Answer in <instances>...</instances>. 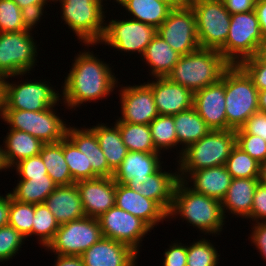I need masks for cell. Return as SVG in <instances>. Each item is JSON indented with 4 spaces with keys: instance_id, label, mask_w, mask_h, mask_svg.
I'll return each mask as SVG.
<instances>
[{
    "instance_id": "obj_1",
    "label": "cell",
    "mask_w": 266,
    "mask_h": 266,
    "mask_svg": "<svg viewBox=\"0 0 266 266\" xmlns=\"http://www.w3.org/2000/svg\"><path fill=\"white\" fill-rule=\"evenodd\" d=\"M77 55L65 77L61 95L68 109L74 110L85 102L105 99L119 83L109 64L100 61L93 52L84 50Z\"/></svg>"
},
{
    "instance_id": "obj_2",
    "label": "cell",
    "mask_w": 266,
    "mask_h": 266,
    "mask_svg": "<svg viewBox=\"0 0 266 266\" xmlns=\"http://www.w3.org/2000/svg\"><path fill=\"white\" fill-rule=\"evenodd\" d=\"M181 216L187 223L206 234H220L224 219L221 201L197 193L189 187V183L179 180L174 191L172 207L168 218Z\"/></svg>"
},
{
    "instance_id": "obj_3",
    "label": "cell",
    "mask_w": 266,
    "mask_h": 266,
    "mask_svg": "<svg viewBox=\"0 0 266 266\" xmlns=\"http://www.w3.org/2000/svg\"><path fill=\"white\" fill-rule=\"evenodd\" d=\"M235 145V130H211L182 151L177 161L179 179L186 180L193 171L225 165Z\"/></svg>"
},
{
    "instance_id": "obj_4",
    "label": "cell",
    "mask_w": 266,
    "mask_h": 266,
    "mask_svg": "<svg viewBox=\"0 0 266 266\" xmlns=\"http://www.w3.org/2000/svg\"><path fill=\"white\" fill-rule=\"evenodd\" d=\"M229 65L219 51L200 48L181 55L167 77L195 93L216 83Z\"/></svg>"
},
{
    "instance_id": "obj_5",
    "label": "cell",
    "mask_w": 266,
    "mask_h": 266,
    "mask_svg": "<svg viewBox=\"0 0 266 266\" xmlns=\"http://www.w3.org/2000/svg\"><path fill=\"white\" fill-rule=\"evenodd\" d=\"M225 110L227 130L240 129L259 111L258 89L240 65H229L225 69Z\"/></svg>"
},
{
    "instance_id": "obj_6",
    "label": "cell",
    "mask_w": 266,
    "mask_h": 266,
    "mask_svg": "<svg viewBox=\"0 0 266 266\" xmlns=\"http://www.w3.org/2000/svg\"><path fill=\"white\" fill-rule=\"evenodd\" d=\"M61 3L62 20L85 46L99 44L105 32L103 0H54ZM106 1V0H105Z\"/></svg>"
},
{
    "instance_id": "obj_7",
    "label": "cell",
    "mask_w": 266,
    "mask_h": 266,
    "mask_svg": "<svg viewBox=\"0 0 266 266\" xmlns=\"http://www.w3.org/2000/svg\"><path fill=\"white\" fill-rule=\"evenodd\" d=\"M265 40L255 10L231 14L229 34L219 52L230 65H239L244 59L259 54Z\"/></svg>"
},
{
    "instance_id": "obj_8",
    "label": "cell",
    "mask_w": 266,
    "mask_h": 266,
    "mask_svg": "<svg viewBox=\"0 0 266 266\" xmlns=\"http://www.w3.org/2000/svg\"><path fill=\"white\" fill-rule=\"evenodd\" d=\"M196 17L201 48L220 51L229 34L231 14L222 0H187Z\"/></svg>"
},
{
    "instance_id": "obj_9",
    "label": "cell",
    "mask_w": 266,
    "mask_h": 266,
    "mask_svg": "<svg viewBox=\"0 0 266 266\" xmlns=\"http://www.w3.org/2000/svg\"><path fill=\"white\" fill-rule=\"evenodd\" d=\"M54 107L41 111L2 109L1 118L10 129L27 132L44 144L58 143L66 136L67 124Z\"/></svg>"
},
{
    "instance_id": "obj_10",
    "label": "cell",
    "mask_w": 266,
    "mask_h": 266,
    "mask_svg": "<svg viewBox=\"0 0 266 266\" xmlns=\"http://www.w3.org/2000/svg\"><path fill=\"white\" fill-rule=\"evenodd\" d=\"M30 32L0 33V76L3 79L24 76L37 65V45Z\"/></svg>"
},
{
    "instance_id": "obj_11",
    "label": "cell",
    "mask_w": 266,
    "mask_h": 266,
    "mask_svg": "<svg viewBox=\"0 0 266 266\" xmlns=\"http://www.w3.org/2000/svg\"><path fill=\"white\" fill-rule=\"evenodd\" d=\"M102 238L98 219L85 216L59 225L53 240L45 249L55 252V256H81Z\"/></svg>"
},
{
    "instance_id": "obj_12",
    "label": "cell",
    "mask_w": 266,
    "mask_h": 266,
    "mask_svg": "<svg viewBox=\"0 0 266 266\" xmlns=\"http://www.w3.org/2000/svg\"><path fill=\"white\" fill-rule=\"evenodd\" d=\"M46 82L31 80L17 85L3 79L2 109L41 111L55 106L62 96Z\"/></svg>"
},
{
    "instance_id": "obj_13",
    "label": "cell",
    "mask_w": 266,
    "mask_h": 266,
    "mask_svg": "<svg viewBox=\"0 0 266 266\" xmlns=\"http://www.w3.org/2000/svg\"><path fill=\"white\" fill-rule=\"evenodd\" d=\"M157 34L181 55H187L201 48L195 13L188 3L173 8L167 19L157 28Z\"/></svg>"
},
{
    "instance_id": "obj_14",
    "label": "cell",
    "mask_w": 266,
    "mask_h": 266,
    "mask_svg": "<svg viewBox=\"0 0 266 266\" xmlns=\"http://www.w3.org/2000/svg\"><path fill=\"white\" fill-rule=\"evenodd\" d=\"M157 34V29L153 26L133 19L110 20L105 24V32L100 44L124 51L127 53L137 52L143 55L147 45Z\"/></svg>"
},
{
    "instance_id": "obj_15",
    "label": "cell",
    "mask_w": 266,
    "mask_h": 266,
    "mask_svg": "<svg viewBox=\"0 0 266 266\" xmlns=\"http://www.w3.org/2000/svg\"><path fill=\"white\" fill-rule=\"evenodd\" d=\"M97 219L103 237L124 243L137 253L143 237L152 230L140 218L116 205Z\"/></svg>"
},
{
    "instance_id": "obj_16",
    "label": "cell",
    "mask_w": 266,
    "mask_h": 266,
    "mask_svg": "<svg viewBox=\"0 0 266 266\" xmlns=\"http://www.w3.org/2000/svg\"><path fill=\"white\" fill-rule=\"evenodd\" d=\"M121 122L149 125L158 115L151 87L147 83L120 88Z\"/></svg>"
},
{
    "instance_id": "obj_17",
    "label": "cell",
    "mask_w": 266,
    "mask_h": 266,
    "mask_svg": "<svg viewBox=\"0 0 266 266\" xmlns=\"http://www.w3.org/2000/svg\"><path fill=\"white\" fill-rule=\"evenodd\" d=\"M193 107L211 130H227L225 70L216 83L194 93Z\"/></svg>"
},
{
    "instance_id": "obj_18",
    "label": "cell",
    "mask_w": 266,
    "mask_h": 266,
    "mask_svg": "<svg viewBox=\"0 0 266 266\" xmlns=\"http://www.w3.org/2000/svg\"><path fill=\"white\" fill-rule=\"evenodd\" d=\"M86 216L99 218L115 206L116 182L113 177H97L76 182Z\"/></svg>"
},
{
    "instance_id": "obj_19",
    "label": "cell",
    "mask_w": 266,
    "mask_h": 266,
    "mask_svg": "<svg viewBox=\"0 0 266 266\" xmlns=\"http://www.w3.org/2000/svg\"><path fill=\"white\" fill-rule=\"evenodd\" d=\"M151 87L159 115L173 116L193 107L194 93L168 77H155Z\"/></svg>"
},
{
    "instance_id": "obj_20",
    "label": "cell",
    "mask_w": 266,
    "mask_h": 266,
    "mask_svg": "<svg viewBox=\"0 0 266 266\" xmlns=\"http://www.w3.org/2000/svg\"><path fill=\"white\" fill-rule=\"evenodd\" d=\"M138 254L124 243L103 237L81 257L84 266H136Z\"/></svg>"
},
{
    "instance_id": "obj_21",
    "label": "cell",
    "mask_w": 266,
    "mask_h": 266,
    "mask_svg": "<svg viewBox=\"0 0 266 266\" xmlns=\"http://www.w3.org/2000/svg\"><path fill=\"white\" fill-rule=\"evenodd\" d=\"M161 153L128 151L121 165L115 170L116 183L139 186L161 167Z\"/></svg>"
},
{
    "instance_id": "obj_22",
    "label": "cell",
    "mask_w": 266,
    "mask_h": 266,
    "mask_svg": "<svg viewBox=\"0 0 266 266\" xmlns=\"http://www.w3.org/2000/svg\"><path fill=\"white\" fill-rule=\"evenodd\" d=\"M115 205L140 218L151 229L168 218V213L156 201L145 198L127 185L116 183Z\"/></svg>"
},
{
    "instance_id": "obj_23",
    "label": "cell",
    "mask_w": 266,
    "mask_h": 266,
    "mask_svg": "<svg viewBox=\"0 0 266 266\" xmlns=\"http://www.w3.org/2000/svg\"><path fill=\"white\" fill-rule=\"evenodd\" d=\"M44 204L53 213L59 225L86 216L76 183L57 186Z\"/></svg>"
},
{
    "instance_id": "obj_24",
    "label": "cell",
    "mask_w": 266,
    "mask_h": 266,
    "mask_svg": "<svg viewBox=\"0 0 266 266\" xmlns=\"http://www.w3.org/2000/svg\"><path fill=\"white\" fill-rule=\"evenodd\" d=\"M179 173L163 171L162 166L149 179L139 186H128L135 192L148 199L156 201L167 213H169L174 198V191L179 182Z\"/></svg>"
},
{
    "instance_id": "obj_25",
    "label": "cell",
    "mask_w": 266,
    "mask_h": 266,
    "mask_svg": "<svg viewBox=\"0 0 266 266\" xmlns=\"http://www.w3.org/2000/svg\"><path fill=\"white\" fill-rule=\"evenodd\" d=\"M66 136L88 159V166L98 177H113L114 171L108 166L106 157L100 148L95 133L89 128L68 126Z\"/></svg>"
},
{
    "instance_id": "obj_26",
    "label": "cell",
    "mask_w": 266,
    "mask_h": 266,
    "mask_svg": "<svg viewBox=\"0 0 266 266\" xmlns=\"http://www.w3.org/2000/svg\"><path fill=\"white\" fill-rule=\"evenodd\" d=\"M191 176V177H190ZM188 179V180H187ZM191 179V180H190ZM232 176L225 165L193 171L184 182L197 193L222 201L230 187Z\"/></svg>"
},
{
    "instance_id": "obj_27",
    "label": "cell",
    "mask_w": 266,
    "mask_h": 266,
    "mask_svg": "<svg viewBox=\"0 0 266 266\" xmlns=\"http://www.w3.org/2000/svg\"><path fill=\"white\" fill-rule=\"evenodd\" d=\"M258 178L232 179L226 196L221 201L223 215L226 218V210L237 217L251 220V209ZM230 211V212H229Z\"/></svg>"
},
{
    "instance_id": "obj_28",
    "label": "cell",
    "mask_w": 266,
    "mask_h": 266,
    "mask_svg": "<svg viewBox=\"0 0 266 266\" xmlns=\"http://www.w3.org/2000/svg\"><path fill=\"white\" fill-rule=\"evenodd\" d=\"M4 138V159L7 167L12 169L19 161L39 155L44 145L38 138L20 130L9 129Z\"/></svg>"
},
{
    "instance_id": "obj_29",
    "label": "cell",
    "mask_w": 266,
    "mask_h": 266,
    "mask_svg": "<svg viewBox=\"0 0 266 266\" xmlns=\"http://www.w3.org/2000/svg\"><path fill=\"white\" fill-rule=\"evenodd\" d=\"M181 54L173 50L170 45L158 34L147 45L142 60L151 68L149 73L155 77H167L174 65L179 61Z\"/></svg>"
},
{
    "instance_id": "obj_30",
    "label": "cell",
    "mask_w": 266,
    "mask_h": 266,
    "mask_svg": "<svg viewBox=\"0 0 266 266\" xmlns=\"http://www.w3.org/2000/svg\"><path fill=\"white\" fill-rule=\"evenodd\" d=\"M120 4L133 18L156 29L167 19L173 9L169 4L161 0H114Z\"/></svg>"
},
{
    "instance_id": "obj_31",
    "label": "cell",
    "mask_w": 266,
    "mask_h": 266,
    "mask_svg": "<svg viewBox=\"0 0 266 266\" xmlns=\"http://www.w3.org/2000/svg\"><path fill=\"white\" fill-rule=\"evenodd\" d=\"M174 117V128L176 129V136L182 148L180 150L181 156L182 151L194 142H197L206 134L211 131V128L205 123L200 117L194 107L173 115Z\"/></svg>"
},
{
    "instance_id": "obj_32",
    "label": "cell",
    "mask_w": 266,
    "mask_h": 266,
    "mask_svg": "<svg viewBox=\"0 0 266 266\" xmlns=\"http://www.w3.org/2000/svg\"><path fill=\"white\" fill-rule=\"evenodd\" d=\"M95 133L100 148L103 151L108 166L115 172L126 157L128 150L122 141L119 127L114 124L111 128L106 124L90 127Z\"/></svg>"
},
{
    "instance_id": "obj_33",
    "label": "cell",
    "mask_w": 266,
    "mask_h": 266,
    "mask_svg": "<svg viewBox=\"0 0 266 266\" xmlns=\"http://www.w3.org/2000/svg\"><path fill=\"white\" fill-rule=\"evenodd\" d=\"M39 154L48 175L57 186L75 183L64 159V138L58 143L44 144Z\"/></svg>"
},
{
    "instance_id": "obj_34",
    "label": "cell",
    "mask_w": 266,
    "mask_h": 266,
    "mask_svg": "<svg viewBox=\"0 0 266 266\" xmlns=\"http://www.w3.org/2000/svg\"><path fill=\"white\" fill-rule=\"evenodd\" d=\"M56 187L49 175L31 177V179H20L10 195L20 202L42 204Z\"/></svg>"
},
{
    "instance_id": "obj_35",
    "label": "cell",
    "mask_w": 266,
    "mask_h": 266,
    "mask_svg": "<svg viewBox=\"0 0 266 266\" xmlns=\"http://www.w3.org/2000/svg\"><path fill=\"white\" fill-rule=\"evenodd\" d=\"M115 124L128 151L159 153L153 144L149 125L121 122L119 119Z\"/></svg>"
},
{
    "instance_id": "obj_36",
    "label": "cell",
    "mask_w": 266,
    "mask_h": 266,
    "mask_svg": "<svg viewBox=\"0 0 266 266\" xmlns=\"http://www.w3.org/2000/svg\"><path fill=\"white\" fill-rule=\"evenodd\" d=\"M174 117L169 115H158L150 124L155 149L161 153V150L174 149L178 147L176 129L174 128Z\"/></svg>"
},
{
    "instance_id": "obj_37",
    "label": "cell",
    "mask_w": 266,
    "mask_h": 266,
    "mask_svg": "<svg viewBox=\"0 0 266 266\" xmlns=\"http://www.w3.org/2000/svg\"><path fill=\"white\" fill-rule=\"evenodd\" d=\"M64 159L75 183L98 177L92 171V166H88L86 154L82 153L67 136L64 137Z\"/></svg>"
},
{
    "instance_id": "obj_38",
    "label": "cell",
    "mask_w": 266,
    "mask_h": 266,
    "mask_svg": "<svg viewBox=\"0 0 266 266\" xmlns=\"http://www.w3.org/2000/svg\"><path fill=\"white\" fill-rule=\"evenodd\" d=\"M227 171L235 178H258L260 163L235 145L225 164Z\"/></svg>"
},
{
    "instance_id": "obj_39",
    "label": "cell",
    "mask_w": 266,
    "mask_h": 266,
    "mask_svg": "<svg viewBox=\"0 0 266 266\" xmlns=\"http://www.w3.org/2000/svg\"><path fill=\"white\" fill-rule=\"evenodd\" d=\"M59 228V224L53 213L42 204H35V213L33 218L32 235L38 236V241L43 247H47L53 240L55 233Z\"/></svg>"
},
{
    "instance_id": "obj_40",
    "label": "cell",
    "mask_w": 266,
    "mask_h": 266,
    "mask_svg": "<svg viewBox=\"0 0 266 266\" xmlns=\"http://www.w3.org/2000/svg\"><path fill=\"white\" fill-rule=\"evenodd\" d=\"M35 204L17 201L11 198L8 225L17 230L25 239L32 236Z\"/></svg>"
},
{
    "instance_id": "obj_41",
    "label": "cell",
    "mask_w": 266,
    "mask_h": 266,
    "mask_svg": "<svg viewBox=\"0 0 266 266\" xmlns=\"http://www.w3.org/2000/svg\"><path fill=\"white\" fill-rule=\"evenodd\" d=\"M219 256L210 240L202 238L187 246L186 266H218Z\"/></svg>"
},
{
    "instance_id": "obj_42",
    "label": "cell",
    "mask_w": 266,
    "mask_h": 266,
    "mask_svg": "<svg viewBox=\"0 0 266 266\" xmlns=\"http://www.w3.org/2000/svg\"><path fill=\"white\" fill-rule=\"evenodd\" d=\"M27 31L21 8L13 0H0V33Z\"/></svg>"
},
{
    "instance_id": "obj_43",
    "label": "cell",
    "mask_w": 266,
    "mask_h": 266,
    "mask_svg": "<svg viewBox=\"0 0 266 266\" xmlns=\"http://www.w3.org/2000/svg\"><path fill=\"white\" fill-rule=\"evenodd\" d=\"M25 238L12 226L0 227V262L8 261L17 255Z\"/></svg>"
},
{
    "instance_id": "obj_44",
    "label": "cell",
    "mask_w": 266,
    "mask_h": 266,
    "mask_svg": "<svg viewBox=\"0 0 266 266\" xmlns=\"http://www.w3.org/2000/svg\"><path fill=\"white\" fill-rule=\"evenodd\" d=\"M236 145L259 163L266 160V140L253 134H235Z\"/></svg>"
},
{
    "instance_id": "obj_45",
    "label": "cell",
    "mask_w": 266,
    "mask_h": 266,
    "mask_svg": "<svg viewBox=\"0 0 266 266\" xmlns=\"http://www.w3.org/2000/svg\"><path fill=\"white\" fill-rule=\"evenodd\" d=\"M239 65L252 78L258 91L266 89V62L258 54L244 59Z\"/></svg>"
},
{
    "instance_id": "obj_46",
    "label": "cell",
    "mask_w": 266,
    "mask_h": 266,
    "mask_svg": "<svg viewBox=\"0 0 266 266\" xmlns=\"http://www.w3.org/2000/svg\"><path fill=\"white\" fill-rule=\"evenodd\" d=\"M13 167L16 168V173L20 176V179H31V177H43L44 175H48L40 154L23 159Z\"/></svg>"
},
{
    "instance_id": "obj_47",
    "label": "cell",
    "mask_w": 266,
    "mask_h": 266,
    "mask_svg": "<svg viewBox=\"0 0 266 266\" xmlns=\"http://www.w3.org/2000/svg\"><path fill=\"white\" fill-rule=\"evenodd\" d=\"M235 134H253L266 140V112L258 111L251 115Z\"/></svg>"
},
{
    "instance_id": "obj_48",
    "label": "cell",
    "mask_w": 266,
    "mask_h": 266,
    "mask_svg": "<svg viewBox=\"0 0 266 266\" xmlns=\"http://www.w3.org/2000/svg\"><path fill=\"white\" fill-rule=\"evenodd\" d=\"M251 220L255 223L266 222V185L260 182L256 187L253 197Z\"/></svg>"
},
{
    "instance_id": "obj_49",
    "label": "cell",
    "mask_w": 266,
    "mask_h": 266,
    "mask_svg": "<svg viewBox=\"0 0 266 266\" xmlns=\"http://www.w3.org/2000/svg\"><path fill=\"white\" fill-rule=\"evenodd\" d=\"M187 246L182 243H173L165 250L163 266H186Z\"/></svg>"
},
{
    "instance_id": "obj_50",
    "label": "cell",
    "mask_w": 266,
    "mask_h": 266,
    "mask_svg": "<svg viewBox=\"0 0 266 266\" xmlns=\"http://www.w3.org/2000/svg\"><path fill=\"white\" fill-rule=\"evenodd\" d=\"M44 4H32L27 5L21 9L22 21L25 28L29 31L35 28L40 22V19L44 12ZM34 26V27H33Z\"/></svg>"
},
{
    "instance_id": "obj_51",
    "label": "cell",
    "mask_w": 266,
    "mask_h": 266,
    "mask_svg": "<svg viewBox=\"0 0 266 266\" xmlns=\"http://www.w3.org/2000/svg\"><path fill=\"white\" fill-rule=\"evenodd\" d=\"M252 233L249 238H251V243L256 246V248L261 252V256L266 261V222H256L253 223Z\"/></svg>"
},
{
    "instance_id": "obj_52",
    "label": "cell",
    "mask_w": 266,
    "mask_h": 266,
    "mask_svg": "<svg viewBox=\"0 0 266 266\" xmlns=\"http://www.w3.org/2000/svg\"><path fill=\"white\" fill-rule=\"evenodd\" d=\"M230 14L255 10L256 0H222Z\"/></svg>"
},
{
    "instance_id": "obj_53",
    "label": "cell",
    "mask_w": 266,
    "mask_h": 266,
    "mask_svg": "<svg viewBox=\"0 0 266 266\" xmlns=\"http://www.w3.org/2000/svg\"><path fill=\"white\" fill-rule=\"evenodd\" d=\"M255 12L258 17L261 34L266 39V0H256Z\"/></svg>"
},
{
    "instance_id": "obj_54",
    "label": "cell",
    "mask_w": 266,
    "mask_h": 266,
    "mask_svg": "<svg viewBox=\"0 0 266 266\" xmlns=\"http://www.w3.org/2000/svg\"><path fill=\"white\" fill-rule=\"evenodd\" d=\"M10 209V192L6 196L0 195V227L8 225Z\"/></svg>"
},
{
    "instance_id": "obj_55",
    "label": "cell",
    "mask_w": 266,
    "mask_h": 266,
    "mask_svg": "<svg viewBox=\"0 0 266 266\" xmlns=\"http://www.w3.org/2000/svg\"><path fill=\"white\" fill-rule=\"evenodd\" d=\"M54 266H84L81 256L57 255Z\"/></svg>"
},
{
    "instance_id": "obj_56",
    "label": "cell",
    "mask_w": 266,
    "mask_h": 266,
    "mask_svg": "<svg viewBox=\"0 0 266 266\" xmlns=\"http://www.w3.org/2000/svg\"><path fill=\"white\" fill-rule=\"evenodd\" d=\"M21 9L27 5H32V4H44L47 5L48 2L53 0H13Z\"/></svg>"
},
{
    "instance_id": "obj_57",
    "label": "cell",
    "mask_w": 266,
    "mask_h": 266,
    "mask_svg": "<svg viewBox=\"0 0 266 266\" xmlns=\"http://www.w3.org/2000/svg\"><path fill=\"white\" fill-rule=\"evenodd\" d=\"M258 106L259 111L266 112V89L258 91Z\"/></svg>"
},
{
    "instance_id": "obj_58",
    "label": "cell",
    "mask_w": 266,
    "mask_h": 266,
    "mask_svg": "<svg viewBox=\"0 0 266 266\" xmlns=\"http://www.w3.org/2000/svg\"><path fill=\"white\" fill-rule=\"evenodd\" d=\"M258 180L261 184L266 185V160L260 162Z\"/></svg>"
},
{
    "instance_id": "obj_59",
    "label": "cell",
    "mask_w": 266,
    "mask_h": 266,
    "mask_svg": "<svg viewBox=\"0 0 266 266\" xmlns=\"http://www.w3.org/2000/svg\"><path fill=\"white\" fill-rule=\"evenodd\" d=\"M169 4L172 8H179L187 3V0H161Z\"/></svg>"
},
{
    "instance_id": "obj_60",
    "label": "cell",
    "mask_w": 266,
    "mask_h": 266,
    "mask_svg": "<svg viewBox=\"0 0 266 266\" xmlns=\"http://www.w3.org/2000/svg\"><path fill=\"white\" fill-rule=\"evenodd\" d=\"M2 145L0 146V171L9 169L6 165L5 159H4V154H3V147Z\"/></svg>"
},
{
    "instance_id": "obj_61",
    "label": "cell",
    "mask_w": 266,
    "mask_h": 266,
    "mask_svg": "<svg viewBox=\"0 0 266 266\" xmlns=\"http://www.w3.org/2000/svg\"><path fill=\"white\" fill-rule=\"evenodd\" d=\"M258 55L266 62V40L261 45V48H260Z\"/></svg>"
},
{
    "instance_id": "obj_62",
    "label": "cell",
    "mask_w": 266,
    "mask_h": 266,
    "mask_svg": "<svg viewBox=\"0 0 266 266\" xmlns=\"http://www.w3.org/2000/svg\"><path fill=\"white\" fill-rule=\"evenodd\" d=\"M3 78L0 76V117L2 110Z\"/></svg>"
}]
</instances>
